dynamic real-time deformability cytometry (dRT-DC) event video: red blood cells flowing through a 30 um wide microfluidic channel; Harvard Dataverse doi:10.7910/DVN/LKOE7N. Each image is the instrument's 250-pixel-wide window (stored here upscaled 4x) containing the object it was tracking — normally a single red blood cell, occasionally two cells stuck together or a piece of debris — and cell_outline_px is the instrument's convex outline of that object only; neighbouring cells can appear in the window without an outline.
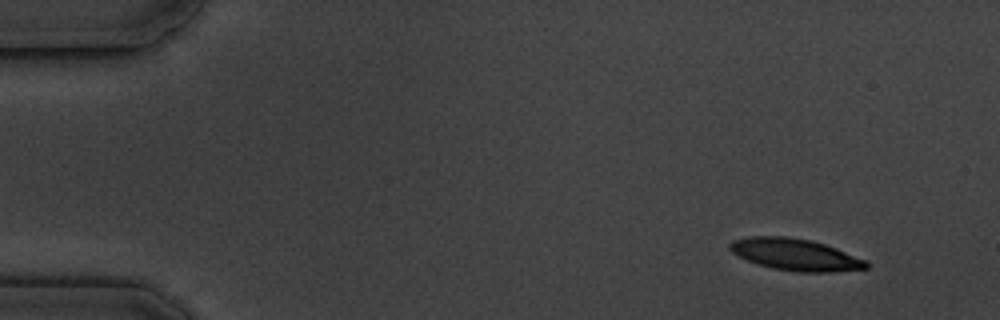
{"species": "common noctule bat (a hibernating species)", "species_latin": "Nyctalus noctula", "temperature_condition": "cold", "stored_images_in_passage": 5, "camera_frame_rate_fps": 3000, "um_per_image_px": 0.085, "animal": {"sex": "male", "body_mass_g": 19.5, "forearm_length_mm": 54.6}, "frame": {"image": 1, "passage_image": 1, "time_ms": 0.0, "image_size_px": [1000, 320], "cell_outline_px": [[868, 268], [828, 272], [796, 272], [772, 268], [756, 264], [732, 252], [728, 248], [728, 244], [732, 240], [748, 236], [788, 236], [812, 240], [836, 248], [868, 260]], "centroid_in_image_um": [67.59, 21.63], "position_along_channel_um": 17.4, "area_um2": 25.43}}
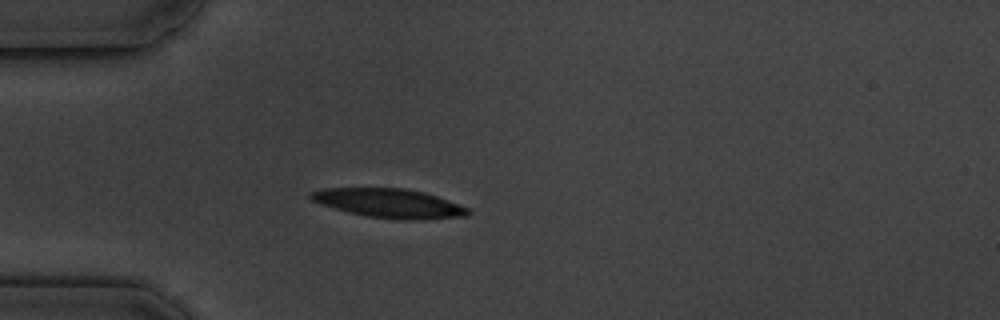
{"frame": {"image": 2, "passage_image": 4, "time_ms": 3.667, "image_size_px": [1000, 320], "cell_outline_px": [[472, 212], [468, 216], [420, 220], [400, 220], [368, 216], [348, 212], [320, 204], [312, 200], [308, 196], [308, 192], [324, 188], [404, 188], [424, 192], [436, 196], [468, 208]], "centroid_in_image_um": [33.07, 17.28], "position_along_channel_um": 51.9, "area_um2": 26.7}}